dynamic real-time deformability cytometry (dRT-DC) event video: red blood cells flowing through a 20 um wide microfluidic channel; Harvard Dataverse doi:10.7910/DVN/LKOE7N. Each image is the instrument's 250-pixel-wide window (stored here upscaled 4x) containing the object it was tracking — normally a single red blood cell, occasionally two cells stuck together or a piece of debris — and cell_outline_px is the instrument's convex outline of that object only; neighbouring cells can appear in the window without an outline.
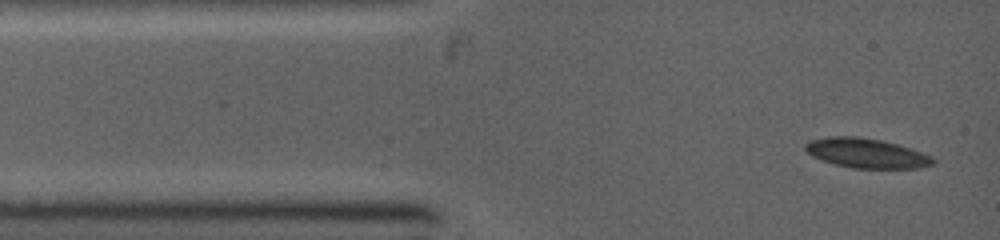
{"species": "common noctule bat (a hibernating species)", "species_latin": "Nyctalus noctula", "temperature_condition": "warm", "stored_images_in_passage": 60, "camera_frame_rate_fps": 5000, "um_per_image_px": 0.085, "animal": {"sex": "female", "body_mass_g": 19.0, "forearm_length_mm": 53.3}, "frame": {"image": 1, "passage_image": 1, "time_ms": 0.0, "image_size_px": [1000, 240], "cell_outline_px": [[936, 164], [920, 168], [852, 168], [836, 164], [812, 156], [804, 148], [804, 144], [812, 140], [828, 136], [856, 136], [880, 140], [912, 148], [932, 156], [936, 160]], "centroid_in_image_um": [73.7, 13.02], "position_along_channel_um": 11.3, "area_um2": 22.02}}
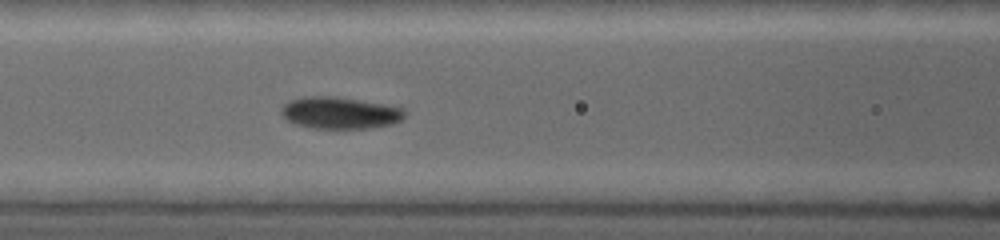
{"frame": {"image": 2, "passage_image": 14, "time_ms": 3.8, "image_size_px": [1000, 240], "cell_outline_px": [[404, 116], [400, 120], [388, 124], [368, 128], [312, 128], [292, 124], [280, 112], [280, 108], [288, 100], [304, 96], [336, 96], [384, 104], [400, 108], [404, 112]], "centroid_in_image_um": [28.79, 9.58], "position_along_channel_um": 137.8, "area_um2": 22.77}}
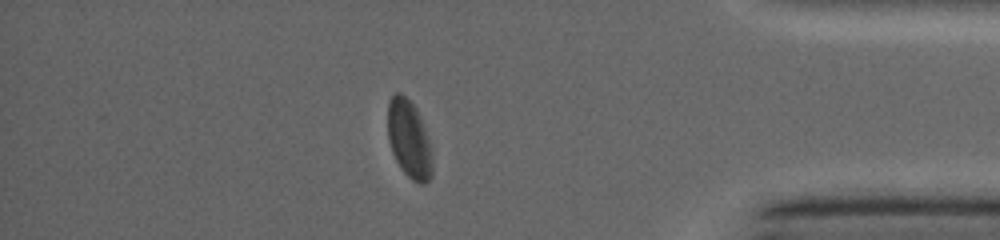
{"frame": {"image": 3, "passage_image": 40, "time_ms": 10.2, "image_size_px": [1000, 240], "cell_outline_px": [[432, 176], [424, 184], [420, 184], [412, 180], [400, 168], [392, 152], [388, 140], [388, 100], [396, 92], [400, 92], [416, 108], [424, 128], [432, 152]], "centroid_in_image_um": [34.76, 11.86], "position_along_channel_um": 400.4, "area_um2": 20.11}}